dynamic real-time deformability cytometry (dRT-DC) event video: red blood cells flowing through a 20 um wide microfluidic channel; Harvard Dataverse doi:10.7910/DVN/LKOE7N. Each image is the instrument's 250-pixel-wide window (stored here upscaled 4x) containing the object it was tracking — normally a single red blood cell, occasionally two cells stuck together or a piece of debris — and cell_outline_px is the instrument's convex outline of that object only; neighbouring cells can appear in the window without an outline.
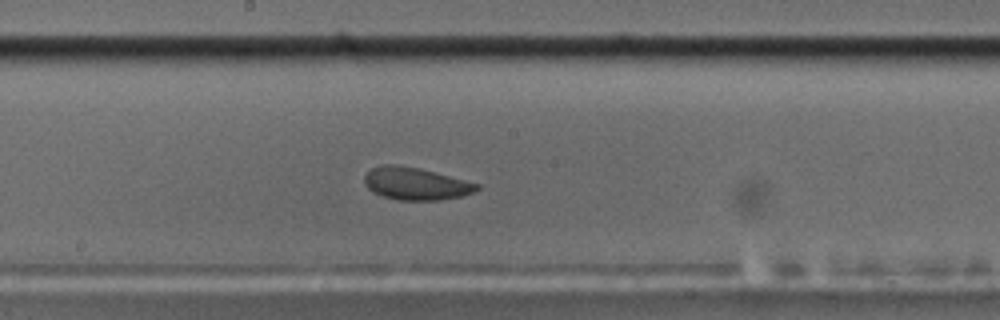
{"species": "common noctule bat (a hibernating species)", "species_latin": "Nyctalus noctula", "temperature_condition": "cold", "stored_images_in_passage": 52, "camera_frame_rate_fps": 3000, "um_per_image_px": 0.085, "animal": {"sex": "male", "body_mass_g": 17.5, "forearm_length_mm": 52.3}, "frame": {"image": 1, "passage_image": 26, "time_ms": 8.333, "image_size_px": [1000, 320], "cell_outline_px": [[480, 188], [472, 192], [460, 196], [440, 200], [396, 200], [384, 196], [368, 188], [364, 184], [364, 176], [372, 168], [380, 164], [396, 164], [420, 168], [480, 184]], "centroid_in_image_um": [35.32, 15.6], "position_along_channel_um": 212.9, "area_um2": 21.15}}
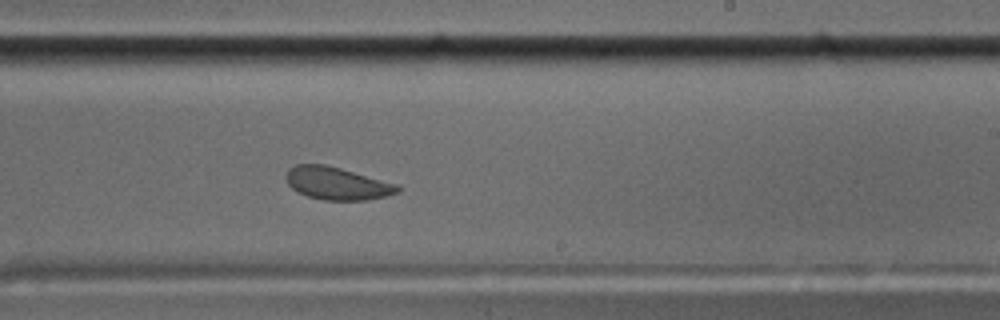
{"frame": {"image": 2, "passage_image": 30, "time_ms": 9.667, "image_size_px": [1000, 320], "cell_outline_px": [[400, 192], [384, 196], [364, 200], [324, 200], [308, 196], [292, 188], [288, 184], [284, 176], [288, 168], [296, 164], [324, 164], [340, 168], [396, 184], [400, 188]], "centroid_in_image_um": [28.6, 15.58], "position_along_channel_um": 260.4, "area_um2": 20.98}}
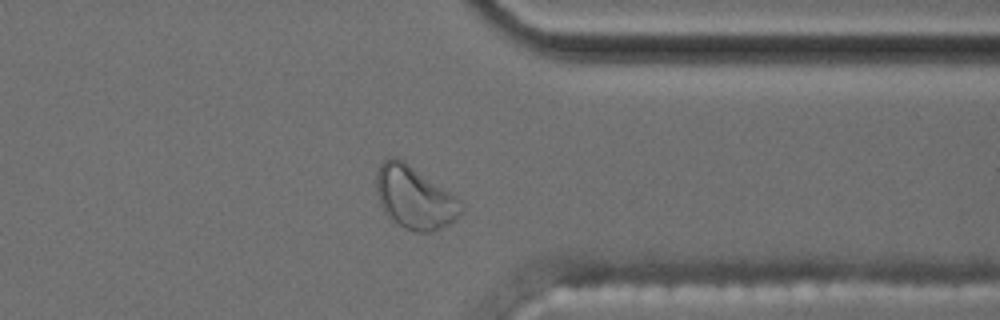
{"frame": {"image": 3, "passage_image": 40, "time_ms": 13.0, "image_size_px": [1000, 320], "cell_outline_px": [[464, 208], [456, 220], [432, 232], [416, 232], [404, 228], [392, 220], [384, 212], [380, 204], [376, 188], [376, 172], [380, 164], [384, 160], [392, 156], [404, 160], [456, 196], [464, 204]], "centroid_in_image_um": [35.24, 16.79], "position_along_channel_um": 376.2, "area_um2": 31.1}, "authors_computed_cell_mechanics": {"area_um2": 21.6461, "velocity_mm_per_s": 3.5734, "shape_relaxation_time_tau1_ms": 5.059, "shape_relaxation_time_tau2_ms": 2.7534, "deformation_change_tau1": 0.1117, "deformation_change_tau2": 0.0769}}